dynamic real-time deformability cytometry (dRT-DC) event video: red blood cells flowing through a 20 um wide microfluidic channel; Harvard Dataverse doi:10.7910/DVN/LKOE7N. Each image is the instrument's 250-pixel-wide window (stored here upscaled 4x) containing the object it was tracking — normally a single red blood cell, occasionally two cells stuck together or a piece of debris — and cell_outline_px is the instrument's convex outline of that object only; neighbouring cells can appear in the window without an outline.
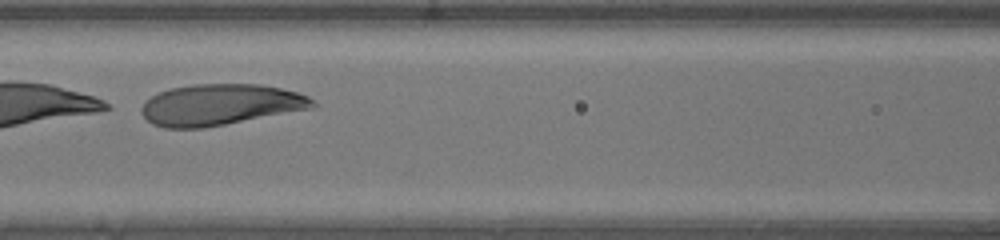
{"species": "human", "species_latin": "Homo sapiens", "temperature_condition": "warm", "stored_images_in_passage": 26, "camera_frame_rate_fps": 3000, "um_per_image_px": 0.085, "donor": {"sex": "male"}, "frame": {"image": 1, "passage_image": 13, "time_ms": 4.0, "image_size_px": [1000, 240], "cell_outline_px": [[320, 104], [316, 108], [204, 128], [164, 128], [152, 124], [140, 112], [140, 108], [144, 100], [160, 92], [172, 88], [192, 84], [260, 84], [280, 88], [296, 92], [308, 96]], "centroid_in_image_um": [18.76, 8.9], "position_along_channel_um": 147.8, "area_um2": 41.44}}
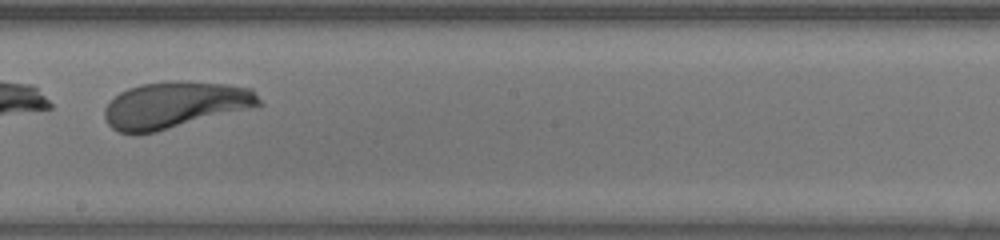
{"frame": {"image": 2, "passage_image": 19, "time_ms": 6.0, "image_size_px": [1000, 240], "cell_outline_px": [[264, 104], [156, 132], [120, 132], [112, 128], [108, 124], [104, 116], [104, 108], [120, 92], [128, 88], [140, 84], [176, 80], [188, 80], [228, 84], [252, 88]], "centroid_in_image_um": [14.89, 8.89], "position_along_channel_um": 233.3, "area_um2": 41.62}}
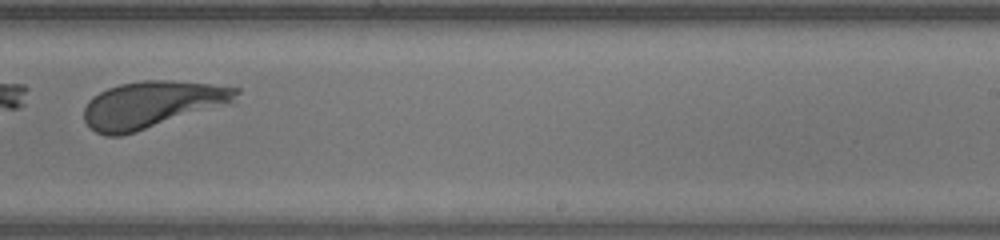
{"frame": {"image": 3, "passage_image": 22, "time_ms": 7.0, "image_size_px": [1000, 240], "cell_outline_px": [[240, 92], [232, 104], [136, 132], [120, 136], [104, 136], [96, 132], [84, 120], [84, 108], [88, 100], [92, 96], [108, 88], [120, 84], [144, 80], [168, 80], [212, 84], [240, 88]], "centroid_in_image_um": [12.95, 8.89], "position_along_channel_um": 276.0, "area_um2": 41.91}}